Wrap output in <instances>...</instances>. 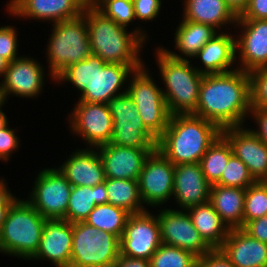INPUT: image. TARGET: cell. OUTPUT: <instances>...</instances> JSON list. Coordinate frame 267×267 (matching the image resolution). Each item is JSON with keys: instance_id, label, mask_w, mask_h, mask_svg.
<instances>
[{"instance_id": "cell-1", "label": "cell", "mask_w": 267, "mask_h": 267, "mask_svg": "<svg viewBox=\"0 0 267 267\" xmlns=\"http://www.w3.org/2000/svg\"><path fill=\"white\" fill-rule=\"evenodd\" d=\"M251 111L249 72L233 70L204 74L194 115L213 122L221 130L243 126Z\"/></svg>"}, {"instance_id": "cell-2", "label": "cell", "mask_w": 267, "mask_h": 267, "mask_svg": "<svg viewBox=\"0 0 267 267\" xmlns=\"http://www.w3.org/2000/svg\"><path fill=\"white\" fill-rule=\"evenodd\" d=\"M83 14L87 21L91 54L98 55L105 63L130 65L138 70L145 65L140 56L149 35L139 26L132 31L106 17L88 3Z\"/></svg>"}, {"instance_id": "cell-3", "label": "cell", "mask_w": 267, "mask_h": 267, "mask_svg": "<svg viewBox=\"0 0 267 267\" xmlns=\"http://www.w3.org/2000/svg\"><path fill=\"white\" fill-rule=\"evenodd\" d=\"M134 71L130 65L105 63L98 55L90 54L64 69L54 82L72 83L80 93L78 101L107 104L127 92L126 81Z\"/></svg>"}, {"instance_id": "cell-4", "label": "cell", "mask_w": 267, "mask_h": 267, "mask_svg": "<svg viewBox=\"0 0 267 267\" xmlns=\"http://www.w3.org/2000/svg\"><path fill=\"white\" fill-rule=\"evenodd\" d=\"M221 131L213 122L194 114L172 115L157 149L173 165L200 163Z\"/></svg>"}, {"instance_id": "cell-5", "label": "cell", "mask_w": 267, "mask_h": 267, "mask_svg": "<svg viewBox=\"0 0 267 267\" xmlns=\"http://www.w3.org/2000/svg\"><path fill=\"white\" fill-rule=\"evenodd\" d=\"M156 48L154 55L163 81L162 92L170 115L194 114L204 74L198 72L191 63L192 60H176L160 46Z\"/></svg>"}, {"instance_id": "cell-6", "label": "cell", "mask_w": 267, "mask_h": 267, "mask_svg": "<svg viewBox=\"0 0 267 267\" xmlns=\"http://www.w3.org/2000/svg\"><path fill=\"white\" fill-rule=\"evenodd\" d=\"M45 221L26 199L18 198L0 230V254L31 260L39 249Z\"/></svg>"}, {"instance_id": "cell-7", "label": "cell", "mask_w": 267, "mask_h": 267, "mask_svg": "<svg viewBox=\"0 0 267 267\" xmlns=\"http://www.w3.org/2000/svg\"><path fill=\"white\" fill-rule=\"evenodd\" d=\"M46 48L48 75L55 78L68 66L85 60L90 54V40L84 14L53 23Z\"/></svg>"}, {"instance_id": "cell-8", "label": "cell", "mask_w": 267, "mask_h": 267, "mask_svg": "<svg viewBox=\"0 0 267 267\" xmlns=\"http://www.w3.org/2000/svg\"><path fill=\"white\" fill-rule=\"evenodd\" d=\"M147 68L144 65L130 75L127 93L135 103L146 129L158 140L167 128L171 115L162 88Z\"/></svg>"}, {"instance_id": "cell-9", "label": "cell", "mask_w": 267, "mask_h": 267, "mask_svg": "<svg viewBox=\"0 0 267 267\" xmlns=\"http://www.w3.org/2000/svg\"><path fill=\"white\" fill-rule=\"evenodd\" d=\"M70 267H108L120 255V238L84 221L72 223Z\"/></svg>"}, {"instance_id": "cell-10", "label": "cell", "mask_w": 267, "mask_h": 267, "mask_svg": "<svg viewBox=\"0 0 267 267\" xmlns=\"http://www.w3.org/2000/svg\"><path fill=\"white\" fill-rule=\"evenodd\" d=\"M113 119L109 144L138 149H157L158 140L146 129L128 93L112 98L108 103Z\"/></svg>"}, {"instance_id": "cell-11", "label": "cell", "mask_w": 267, "mask_h": 267, "mask_svg": "<svg viewBox=\"0 0 267 267\" xmlns=\"http://www.w3.org/2000/svg\"><path fill=\"white\" fill-rule=\"evenodd\" d=\"M26 199L44 218L65 219L72 185L58 168H44L36 175Z\"/></svg>"}, {"instance_id": "cell-12", "label": "cell", "mask_w": 267, "mask_h": 267, "mask_svg": "<svg viewBox=\"0 0 267 267\" xmlns=\"http://www.w3.org/2000/svg\"><path fill=\"white\" fill-rule=\"evenodd\" d=\"M67 119L71 133L83 138L87 147L96 148L110 142L113 119L107 104L77 101Z\"/></svg>"}, {"instance_id": "cell-13", "label": "cell", "mask_w": 267, "mask_h": 267, "mask_svg": "<svg viewBox=\"0 0 267 267\" xmlns=\"http://www.w3.org/2000/svg\"><path fill=\"white\" fill-rule=\"evenodd\" d=\"M174 165L157 149L146 158L138 179L142 202L160 208L173 198Z\"/></svg>"}, {"instance_id": "cell-14", "label": "cell", "mask_w": 267, "mask_h": 267, "mask_svg": "<svg viewBox=\"0 0 267 267\" xmlns=\"http://www.w3.org/2000/svg\"><path fill=\"white\" fill-rule=\"evenodd\" d=\"M162 244L157 214H130L120 237V255L150 260Z\"/></svg>"}, {"instance_id": "cell-15", "label": "cell", "mask_w": 267, "mask_h": 267, "mask_svg": "<svg viewBox=\"0 0 267 267\" xmlns=\"http://www.w3.org/2000/svg\"><path fill=\"white\" fill-rule=\"evenodd\" d=\"M160 209L157 219L163 244L190 251L198 258L212 249L200 236L186 210Z\"/></svg>"}, {"instance_id": "cell-16", "label": "cell", "mask_w": 267, "mask_h": 267, "mask_svg": "<svg viewBox=\"0 0 267 267\" xmlns=\"http://www.w3.org/2000/svg\"><path fill=\"white\" fill-rule=\"evenodd\" d=\"M42 65L31 55H21L9 62L0 82L4 100L8 101L12 95L23 99L37 98L46 86L45 67Z\"/></svg>"}, {"instance_id": "cell-17", "label": "cell", "mask_w": 267, "mask_h": 267, "mask_svg": "<svg viewBox=\"0 0 267 267\" xmlns=\"http://www.w3.org/2000/svg\"><path fill=\"white\" fill-rule=\"evenodd\" d=\"M235 26L240 29L235 34L237 68L245 72L267 68V19H237Z\"/></svg>"}, {"instance_id": "cell-18", "label": "cell", "mask_w": 267, "mask_h": 267, "mask_svg": "<svg viewBox=\"0 0 267 267\" xmlns=\"http://www.w3.org/2000/svg\"><path fill=\"white\" fill-rule=\"evenodd\" d=\"M88 0H10L5 10L15 18L57 23L83 14Z\"/></svg>"}, {"instance_id": "cell-19", "label": "cell", "mask_w": 267, "mask_h": 267, "mask_svg": "<svg viewBox=\"0 0 267 267\" xmlns=\"http://www.w3.org/2000/svg\"><path fill=\"white\" fill-rule=\"evenodd\" d=\"M236 126L222 129L234 156L248 168L255 181L267 179V145L248 127Z\"/></svg>"}, {"instance_id": "cell-20", "label": "cell", "mask_w": 267, "mask_h": 267, "mask_svg": "<svg viewBox=\"0 0 267 267\" xmlns=\"http://www.w3.org/2000/svg\"><path fill=\"white\" fill-rule=\"evenodd\" d=\"M72 239L71 222L46 219L39 249L31 260H47L55 267H70Z\"/></svg>"}, {"instance_id": "cell-21", "label": "cell", "mask_w": 267, "mask_h": 267, "mask_svg": "<svg viewBox=\"0 0 267 267\" xmlns=\"http://www.w3.org/2000/svg\"><path fill=\"white\" fill-rule=\"evenodd\" d=\"M173 200L186 210L209 202L211 184L205 178L200 163L174 165Z\"/></svg>"}, {"instance_id": "cell-22", "label": "cell", "mask_w": 267, "mask_h": 267, "mask_svg": "<svg viewBox=\"0 0 267 267\" xmlns=\"http://www.w3.org/2000/svg\"><path fill=\"white\" fill-rule=\"evenodd\" d=\"M104 166L105 177L138 180L143 164L157 149H138L104 144L96 147Z\"/></svg>"}, {"instance_id": "cell-23", "label": "cell", "mask_w": 267, "mask_h": 267, "mask_svg": "<svg viewBox=\"0 0 267 267\" xmlns=\"http://www.w3.org/2000/svg\"><path fill=\"white\" fill-rule=\"evenodd\" d=\"M75 150L60 167H57L70 184L93 187L104 183L105 171L97 148L86 147Z\"/></svg>"}, {"instance_id": "cell-24", "label": "cell", "mask_w": 267, "mask_h": 267, "mask_svg": "<svg viewBox=\"0 0 267 267\" xmlns=\"http://www.w3.org/2000/svg\"><path fill=\"white\" fill-rule=\"evenodd\" d=\"M225 30L215 34L194 57L201 67L195 66L202 74L226 73L238 69L236 64L235 34ZM233 65L235 68H233Z\"/></svg>"}, {"instance_id": "cell-25", "label": "cell", "mask_w": 267, "mask_h": 267, "mask_svg": "<svg viewBox=\"0 0 267 267\" xmlns=\"http://www.w3.org/2000/svg\"><path fill=\"white\" fill-rule=\"evenodd\" d=\"M220 249L235 267H267V243L251 237L242 228L230 229Z\"/></svg>"}, {"instance_id": "cell-26", "label": "cell", "mask_w": 267, "mask_h": 267, "mask_svg": "<svg viewBox=\"0 0 267 267\" xmlns=\"http://www.w3.org/2000/svg\"><path fill=\"white\" fill-rule=\"evenodd\" d=\"M182 5L181 17L184 20L210 25L218 32H224V27L233 25L236 29L237 16L224 0H183Z\"/></svg>"}, {"instance_id": "cell-27", "label": "cell", "mask_w": 267, "mask_h": 267, "mask_svg": "<svg viewBox=\"0 0 267 267\" xmlns=\"http://www.w3.org/2000/svg\"><path fill=\"white\" fill-rule=\"evenodd\" d=\"M174 43L175 48L180 53L171 51L166 47L160 46L170 57L176 60L194 59L199 50L218 33L210 25L195 23L189 20L182 21L175 29ZM188 58V59H187Z\"/></svg>"}, {"instance_id": "cell-28", "label": "cell", "mask_w": 267, "mask_h": 267, "mask_svg": "<svg viewBox=\"0 0 267 267\" xmlns=\"http://www.w3.org/2000/svg\"><path fill=\"white\" fill-rule=\"evenodd\" d=\"M246 189L211 185L209 202L230 229L243 227Z\"/></svg>"}, {"instance_id": "cell-29", "label": "cell", "mask_w": 267, "mask_h": 267, "mask_svg": "<svg viewBox=\"0 0 267 267\" xmlns=\"http://www.w3.org/2000/svg\"><path fill=\"white\" fill-rule=\"evenodd\" d=\"M191 221L204 241L212 248H220L230 228L220 218L210 202L186 209Z\"/></svg>"}, {"instance_id": "cell-30", "label": "cell", "mask_w": 267, "mask_h": 267, "mask_svg": "<svg viewBox=\"0 0 267 267\" xmlns=\"http://www.w3.org/2000/svg\"><path fill=\"white\" fill-rule=\"evenodd\" d=\"M105 183L89 186H72L66 220L74 223L84 221L96 205L107 204Z\"/></svg>"}, {"instance_id": "cell-31", "label": "cell", "mask_w": 267, "mask_h": 267, "mask_svg": "<svg viewBox=\"0 0 267 267\" xmlns=\"http://www.w3.org/2000/svg\"><path fill=\"white\" fill-rule=\"evenodd\" d=\"M108 203L125 209L130 214L147 211L143 205L138 180L106 178Z\"/></svg>"}, {"instance_id": "cell-32", "label": "cell", "mask_w": 267, "mask_h": 267, "mask_svg": "<svg viewBox=\"0 0 267 267\" xmlns=\"http://www.w3.org/2000/svg\"><path fill=\"white\" fill-rule=\"evenodd\" d=\"M129 215L130 213L121 207L109 203L100 204L94 207L84 222L99 231L109 232L120 238Z\"/></svg>"}, {"instance_id": "cell-33", "label": "cell", "mask_w": 267, "mask_h": 267, "mask_svg": "<svg viewBox=\"0 0 267 267\" xmlns=\"http://www.w3.org/2000/svg\"><path fill=\"white\" fill-rule=\"evenodd\" d=\"M232 155L230 144L220 135L202 156L201 169L211 185H215L220 180L222 171Z\"/></svg>"}, {"instance_id": "cell-34", "label": "cell", "mask_w": 267, "mask_h": 267, "mask_svg": "<svg viewBox=\"0 0 267 267\" xmlns=\"http://www.w3.org/2000/svg\"><path fill=\"white\" fill-rule=\"evenodd\" d=\"M198 257L178 247L161 244L151 256V267H196Z\"/></svg>"}, {"instance_id": "cell-35", "label": "cell", "mask_w": 267, "mask_h": 267, "mask_svg": "<svg viewBox=\"0 0 267 267\" xmlns=\"http://www.w3.org/2000/svg\"><path fill=\"white\" fill-rule=\"evenodd\" d=\"M88 3L123 27L128 28L136 21L132 0H88Z\"/></svg>"}, {"instance_id": "cell-36", "label": "cell", "mask_w": 267, "mask_h": 267, "mask_svg": "<svg viewBox=\"0 0 267 267\" xmlns=\"http://www.w3.org/2000/svg\"><path fill=\"white\" fill-rule=\"evenodd\" d=\"M267 215V190L260 182L246 188L244 200L243 226L252 220Z\"/></svg>"}, {"instance_id": "cell-37", "label": "cell", "mask_w": 267, "mask_h": 267, "mask_svg": "<svg viewBox=\"0 0 267 267\" xmlns=\"http://www.w3.org/2000/svg\"><path fill=\"white\" fill-rule=\"evenodd\" d=\"M255 182L246 165L232 155L222 171L220 180L215 185L246 189Z\"/></svg>"}, {"instance_id": "cell-38", "label": "cell", "mask_w": 267, "mask_h": 267, "mask_svg": "<svg viewBox=\"0 0 267 267\" xmlns=\"http://www.w3.org/2000/svg\"><path fill=\"white\" fill-rule=\"evenodd\" d=\"M251 108L267 109V68H259L249 72Z\"/></svg>"}, {"instance_id": "cell-39", "label": "cell", "mask_w": 267, "mask_h": 267, "mask_svg": "<svg viewBox=\"0 0 267 267\" xmlns=\"http://www.w3.org/2000/svg\"><path fill=\"white\" fill-rule=\"evenodd\" d=\"M18 31L16 27L4 25L0 27V55L8 62L20 57L18 54Z\"/></svg>"}, {"instance_id": "cell-40", "label": "cell", "mask_w": 267, "mask_h": 267, "mask_svg": "<svg viewBox=\"0 0 267 267\" xmlns=\"http://www.w3.org/2000/svg\"><path fill=\"white\" fill-rule=\"evenodd\" d=\"M10 125L0 130V160L10 161L12 153L19 149L20 137L16 134V129L10 128Z\"/></svg>"}, {"instance_id": "cell-41", "label": "cell", "mask_w": 267, "mask_h": 267, "mask_svg": "<svg viewBox=\"0 0 267 267\" xmlns=\"http://www.w3.org/2000/svg\"><path fill=\"white\" fill-rule=\"evenodd\" d=\"M138 21H153L160 15L162 0H132Z\"/></svg>"}, {"instance_id": "cell-42", "label": "cell", "mask_w": 267, "mask_h": 267, "mask_svg": "<svg viewBox=\"0 0 267 267\" xmlns=\"http://www.w3.org/2000/svg\"><path fill=\"white\" fill-rule=\"evenodd\" d=\"M196 267H235L220 248L211 249L197 259Z\"/></svg>"}, {"instance_id": "cell-43", "label": "cell", "mask_w": 267, "mask_h": 267, "mask_svg": "<svg viewBox=\"0 0 267 267\" xmlns=\"http://www.w3.org/2000/svg\"><path fill=\"white\" fill-rule=\"evenodd\" d=\"M18 198L9 190L8 183L4 177L0 179V230L6 220L7 213L12 204Z\"/></svg>"}, {"instance_id": "cell-44", "label": "cell", "mask_w": 267, "mask_h": 267, "mask_svg": "<svg viewBox=\"0 0 267 267\" xmlns=\"http://www.w3.org/2000/svg\"><path fill=\"white\" fill-rule=\"evenodd\" d=\"M242 229L251 237L267 243V215L247 222Z\"/></svg>"}, {"instance_id": "cell-45", "label": "cell", "mask_w": 267, "mask_h": 267, "mask_svg": "<svg viewBox=\"0 0 267 267\" xmlns=\"http://www.w3.org/2000/svg\"><path fill=\"white\" fill-rule=\"evenodd\" d=\"M249 118L254 119L257 125V129L251 130L267 145V109L251 108Z\"/></svg>"}, {"instance_id": "cell-46", "label": "cell", "mask_w": 267, "mask_h": 267, "mask_svg": "<svg viewBox=\"0 0 267 267\" xmlns=\"http://www.w3.org/2000/svg\"><path fill=\"white\" fill-rule=\"evenodd\" d=\"M237 19H267V0H250Z\"/></svg>"}, {"instance_id": "cell-47", "label": "cell", "mask_w": 267, "mask_h": 267, "mask_svg": "<svg viewBox=\"0 0 267 267\" xmlns=\"http://www.w3.org/2000/svg\"><path fill=\"white\" fill-rule=\"evenodd\" d=\"M114 267H151L150 260L138 259L119 255Z\"/></svg>"}, {"instance_id": "cell-48", "label": "cell", "mask_w": 267, "mask_h": 267, "mask_svg": "<svg viewBox=\"0 0 267 267\" xmlns=\"http://www.w3.org/2000/svg\"><path fill=\"white\" fill-rule=\"evenodd\" d=\"M224 1L226 5L238 17L246 9L250 0H224Z\"/></svg>"}, {"instance_id": "cell-49", "label": "cell", "mask_w": 267, "mask_h": 267, "mask_svg": "<svg viewBox=\"0 0 267 267\" xmlns=\"http://www.w3.org/2000/svg\"><path fill=\"white\" fill-rule=\"evenodd\" d=\"M6 101H4L1 105H0V130H2L3 128L8 126V118L5 114V112H3L2 108L4 107V105Z\"/></svg>"}, {"instance_id": "cell-50", "label": "cell", "mask_w": 267, "mask_h": 267, "mask_svg": "<svg viewBox=\"0 0 267 267\" xmlns=\"http://www.w3.org/2000/svg\"><path fill=\"white\" fill-rule=\"evenodd\" d=\"M8 63L9 62L0 55V77H2V79L5 75Z\"/></svg>"}, {"instance_id": "cell-51", "label": "cell", "mask_w": 267, "mask_h": 267, "mask_svg": "<svg viewBox=\"0 0 267 267\" xmlns=\"http://www.w3.org/2000/svg\"><path fill=\"white\" fill-rule=\"evenodd\" d=\"M4 97H3V94H2V91H1V87H0V105L4 102Z\"/></svg>"}, {"instance_id": "cell-52", "label": "cell", "mask_w": 267, "mask_h": 267, "mask_svg": "<svg viewBox=\"0 0 267 267\" xmlns=\"http://www.w3.org/2000/svg\"><path fill=\"white\" fill-rule=\"evenodd\" d=\"M260 182L266 187V190H267V179L262 180V181H260Z\"/></svg>"}]
</instances>
